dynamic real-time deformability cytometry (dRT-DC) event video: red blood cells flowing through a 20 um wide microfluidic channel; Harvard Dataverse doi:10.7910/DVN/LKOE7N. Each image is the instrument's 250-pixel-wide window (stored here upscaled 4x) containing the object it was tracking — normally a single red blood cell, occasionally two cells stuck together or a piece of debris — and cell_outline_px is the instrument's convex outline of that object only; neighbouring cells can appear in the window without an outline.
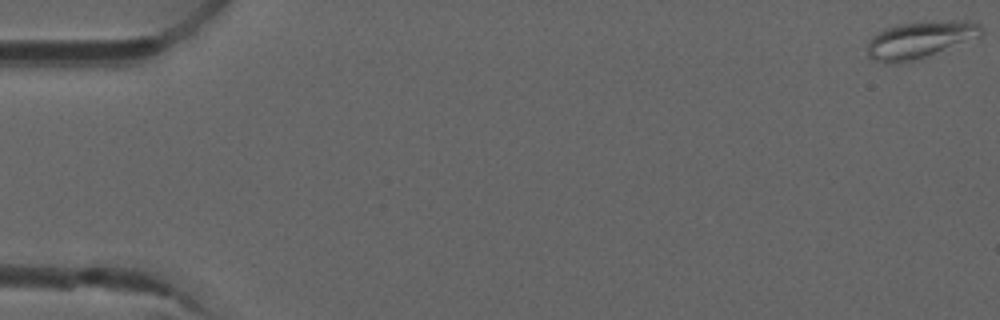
{"species": "common noctule bat (a hibernating species)", "species_latin": "Nyctalus noctula", "temperature_condition": "room temperature", "stored_images_in_passage": 53, "camera_frame_rate_fps": 3000, "um_per_image_px": 0.085, "animal": {"sex": "male", "forearm_length_mm": 52.5}, "frame": {"image": 1, "passage_image": 1, "time_ms": 0.0, "image_size_px": [1000, 320], "cell_outline_px": [[984, 32], [980, 36], [924, 56], [900, 64], [884, 64], [872, 60], [868, 56], [868, 40], [872, 36], [884, 28], [896, 24], [924, 20], [972, 20], [980, 24], [984, 28]], "centroid_in_image_um": [78.17, 3.34], "position_along_channel_um": 6.8, "area_um2": 24.91}}
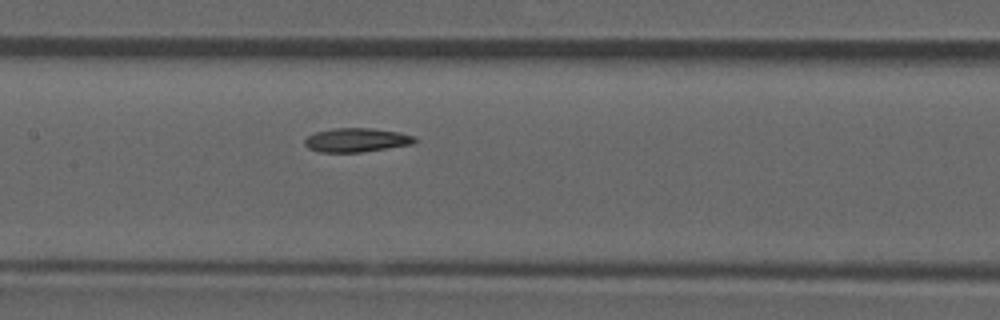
{"frame": {"image": 2, "passage_image": 26, "time_ms": 8.333, "image_size_px": [1000, 320], "cell_outline_px": [[416, 140], [412, 144], [388, 148], [360, 152], [320, 152], [308, 148], [304, 144], [304, 140], [308, 136], [316, 132], [332, 128], [372, 128], [400, 132], [416, 136]], "centroid_in_image_um": [30.3, 11.89], "position_along_channel_um": 177.1, "area_um2": 15.37}}
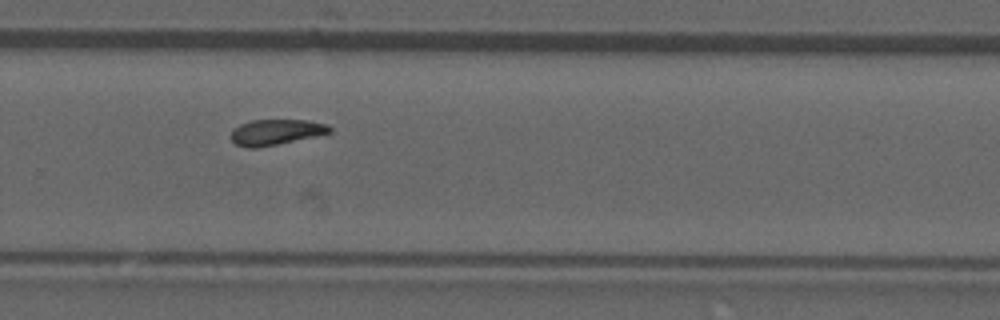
{"frame": {"image": 3, "passage_image": 36, "time_ms": 11.667, "image_size_px": [1000, 320], "cell_outline_px": [[332, 132], [316, 136], [256, 148], [248, 148], [236, 144], [228, 136], [240, 124], [252, 120], [308, 120], [324, 124], [332, 128]], "centroid_in_image_um": [23.43, 11.23], "position_along_channel_um": 306.4, "area_um2": 14.57}, "authors_computed_cell_mechanics": {"area_um2": 15.4326, "velocity_mm_per_s": 3.8957, "shape_relaxation_time_tau1_ms": null, "shape_relaxation_time_tau2_ms": 3.4245, "deformation_change_tau1": null, "deformation_change_tau2": 0.0917}}